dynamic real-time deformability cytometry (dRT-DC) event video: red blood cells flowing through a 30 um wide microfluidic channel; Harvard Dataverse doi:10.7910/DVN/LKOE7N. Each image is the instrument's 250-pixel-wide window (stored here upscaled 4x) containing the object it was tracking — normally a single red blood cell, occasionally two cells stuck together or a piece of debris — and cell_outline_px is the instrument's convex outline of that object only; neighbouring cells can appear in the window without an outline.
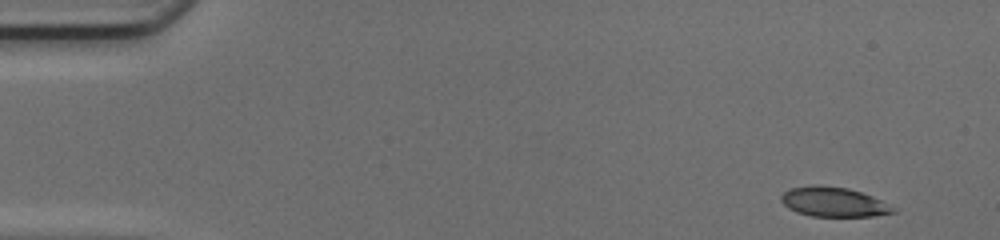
{"species": "common noctule bat (a hibernating species)", "species_latin": "Nyctalus noctula", "temperature_condition": "cold", "stored_images_in_passage": 46, "camera_frame_rate_fps": 3000, "um_per_image_px": 0.085, "animal": {"sex": "female", "body_mass_g": 17.0, "forearm_length_mm": 48.0}, "frame": {"image": 1, "passage_image": 1, "time_ms": 0.0, "image_size_px": [1000, 240], "cell_outline_px": [[896, 212], [872, 216], [812, 216], [796, 212], [788, 208], [780, 200], [780, 196], [784, 192], [792, 188], [816, 184], [848, 188], [872, 196], [896, 208]], "centroid_in_image_um": [70.84, 17.16], "position_along_channel_um": 14.2, "area_um2": 19.25}}
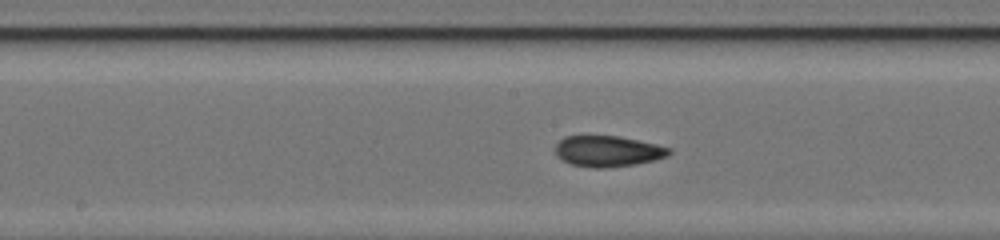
{"frame": {"image": 2, "passage_image": 23, "time_ms": 7.333, "image_size_px": [1000, 240], "cell_outline_px": [[672, 152], [668, 156], [656, 160], [636, 164], [608, 168], [596, 168], [572, 164], [556, 156], [556, 144], [564, 136], [620, 136], [656, 144], [672, 148]], "centroid_in_image_um": [51.71, 12.85], "position_along_channel_um": 196.5, "area_um2": 20.58}}
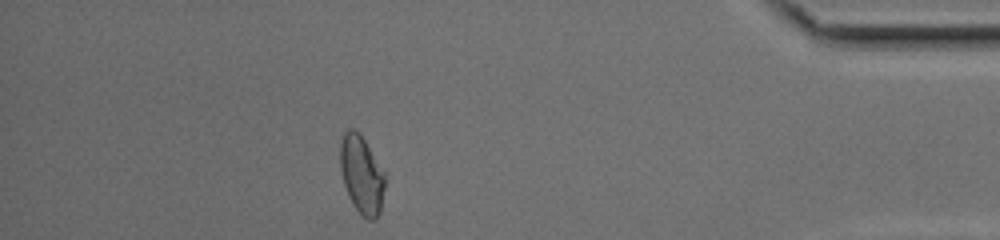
{"frame": {"image": 3, "passage_image": 41, "time_ms": 13.333, "image_size_px": [1000, 240], "cell_outline_px": [[384, 188], [380, 212], [376, 220], [368, 220], [352, 204], [348, 196], [344, 184], [340, 168], [340, 140], [344, 132], [348, 128], [356, 128], [360, 132], [384, 172]], "centroid_in_image_um": [30.72, 14.81], "position_along_channel_um": 404.5, "area_um2": 20.4}, "authors_computed_cell_mechanics": {"area_um2": 20.2589, "velocity_mm_per_s": 4.2274, "shape_relaxation_time_tau1_ms": null, "shape_relaxation_time_tau2_ms": 2.7726, "deformation_change_tau1": null, "deformation_change_tau2": 0.0707}}